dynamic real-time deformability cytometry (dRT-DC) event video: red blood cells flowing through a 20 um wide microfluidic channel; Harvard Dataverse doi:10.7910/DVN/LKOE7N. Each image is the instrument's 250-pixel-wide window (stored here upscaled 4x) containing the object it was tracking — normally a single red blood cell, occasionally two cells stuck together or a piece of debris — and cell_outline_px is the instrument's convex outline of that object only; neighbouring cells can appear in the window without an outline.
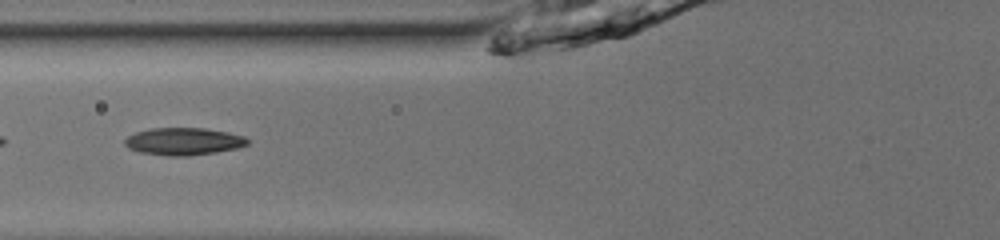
{"species": "common noctule bat (a hibernating species)", "species_latin": "Nyctalus noctula", "temperature_condition": "room temperature", "stored_images_in_passage": 20, "camera_frame_rate_fps": 3000, "um_per_image_px": 0.085, "animal": {"sex": "male", "body_mass_g": 13.0, "forearm_length_mm": 53.1}, "frame": {"image": 1, "passage_image": 6, "time_ms": 1.667, "image_size_px": [1000, 240], "cell_outline_px": [[248, 144], [236, 148], [216, 152], [188, 156], [168, 156], [140, 152], [128, 148], [124, 144], [124, 140], [128, 136], [136, 132], [148, 128], [204, 128], [228, 132], [244, 136], [248, 140]], "centroid_in_image_um": [15.58, 12.02], "position_along_channel_um": 110.2, "area_um2": 19.59}}
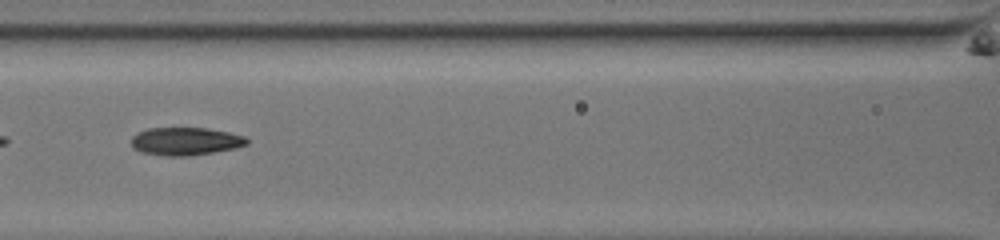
{"frame": {"image": 2, "passage_image": 9, "time_ms": 2.667, "image_size_px": [1000, 240], "cell_outline_px": [[248, 144], [236, 148], [188, 156], [168, 156], [144, 152], [132, 148], [132, 136], [148, 128], [208, 128], [228, 132], [244, 136], [248, 140]], "centroid_in_image_um": [15.79, 12.0], "position_along_channel_um": 150.8, "area_um2": 18.61}}
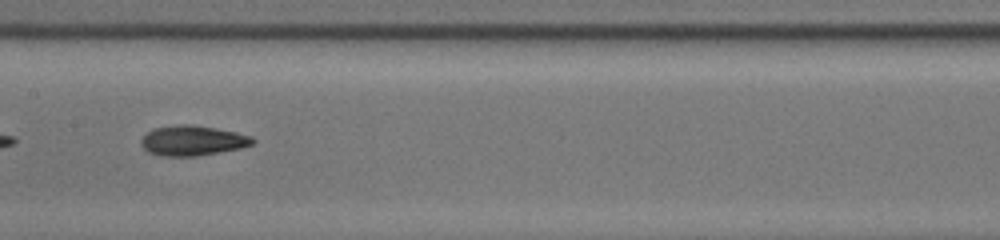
{"frame": {"image": 3, "passage_image": 12, "time_ms": 3.667, "image_size_px": [1000, 240], "cell_outline_px": [[256, 140], [252, 144], [240, 148], [196, 156], [160, 156], [148, 152], [140, 144], [140, 140], [152, 128], [180, 124], [192, 124], [216, 128], [236, 132], [252, 136]], "centroid_in_image_um": [16.35, 11.94], "position_along_channel_um": 191.0, "area_um2": 19.59}}